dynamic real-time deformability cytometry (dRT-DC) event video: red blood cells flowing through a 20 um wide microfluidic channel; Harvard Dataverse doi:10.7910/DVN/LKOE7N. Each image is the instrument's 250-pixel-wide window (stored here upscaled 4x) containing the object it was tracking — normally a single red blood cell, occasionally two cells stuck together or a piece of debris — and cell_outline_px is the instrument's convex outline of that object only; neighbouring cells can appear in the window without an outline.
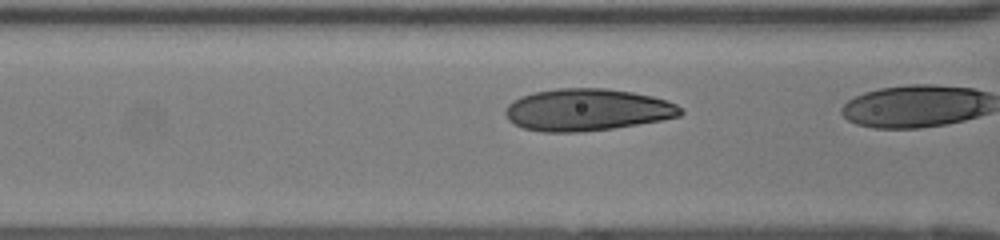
{"species": "human", "species_latin": "Homo sapiens", "temperature_condition": "room temperature", "stored_images_in_passage": 32, "camera_frame_rate_fps": 3000, "um_per_image_px": 0.085, "donor": {"sex": "female"}, "frame": {"image": 1, "passage_image": 12, "time_ms": 3.667, "image_size_px": [1000, 240], "cell_outline_px": [[684, 112], [680, 116], [660, 120], [612, 128], [580, 132], [544, 132], [524, 128], [512, 124], [508, 120], [504, 112], [504, 108], [508, 104], [520, 96], [532, 92], [556, 88], [604, 88], [632, 92], [652, 96], [668, 100], [676, 104]], "centroid_in_image_um": [49.86, 9.33], "position_along_channel_um": 116.7, "area_um2": 43.06}}
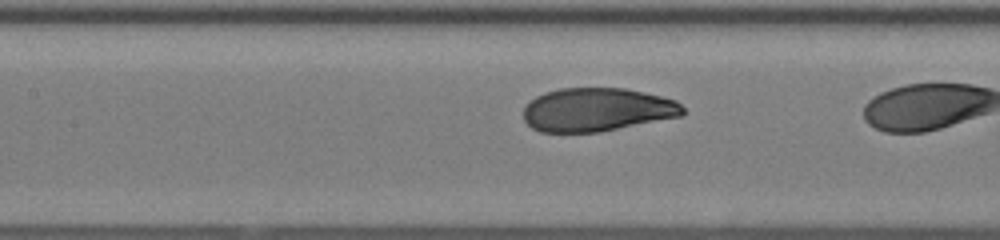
{"frame": {"image": 2, "passage_image": 15, "time_ms": 4.667, "image_size_px": [1000, 240], "cell_outline_px": [[684, 112], [680, 116], [600, 132], [540, 132], [532, 128], [524, 120], [524, 108], [536, 96], [544, 92], [560, 88], [628, 88], [676, 100], [684, 108]], "centroid_in_image_um": [50.74, 9.32], "position_along_channel_um": 156.7, "area_um2": 40.34}}
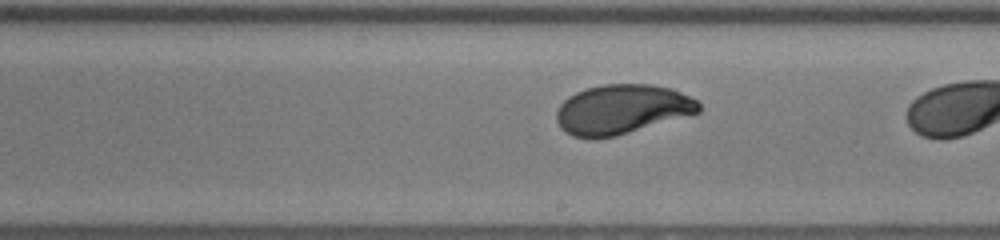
{"frame": {"image": 3, "passage_image": 21, "time_ms": 6.667, "image_size_px": [1000, 240], "cell_outline_px": [[700, 112], [616, 136], [572, 136], [560, 128], [556, 120], [556, 112], [560, 104], [568, 96], [576, 92], [588, 88], [604, 84], [648, 84], [672, 88], [696, 100], [700, 104]], "centroid_in_image_um": [52.85, 9.27], "position_along_channel_um": 236.1, "area_um2": 40.58}}